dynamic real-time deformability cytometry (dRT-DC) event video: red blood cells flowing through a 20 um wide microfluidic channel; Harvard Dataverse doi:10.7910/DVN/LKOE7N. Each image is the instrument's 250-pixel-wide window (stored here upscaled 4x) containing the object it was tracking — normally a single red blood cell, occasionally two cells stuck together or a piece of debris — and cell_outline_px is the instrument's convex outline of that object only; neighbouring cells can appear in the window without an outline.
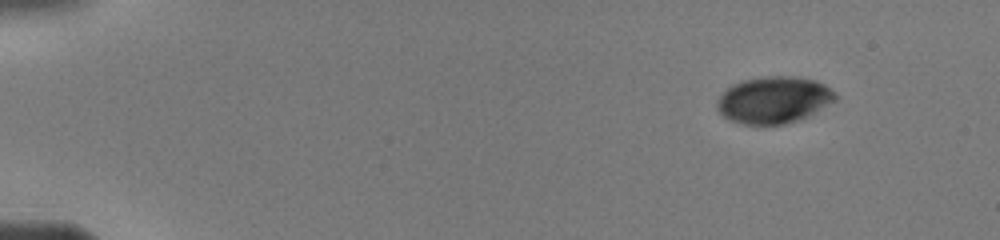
{"species": "human", "species_latin": "Homo sapiens", "temperature_condition": "warm", "stored_images_in_passage": 12, "camera_frame_rate_fps": 3000, "um_per_image_px": 0.085, "donor": {"sex": "male"}, "frame": {"image": 1, "passage_image": 1, "time_ms": 0.0, "image_size_px": [1000, 240], "cell_outline_px": [[836, 100], [808, 116], [784, 124], [740, 124], [728, 120], [716, 108], [716, 100], [732, 84], [744, 80], [764, 76], [792, 76], [816, 80], [824, 84], [836, 92]], "centroid_in_image_um": [65.76, 8.49], "position_along_channel_um": 19.2, "area_um2": 32.25}}
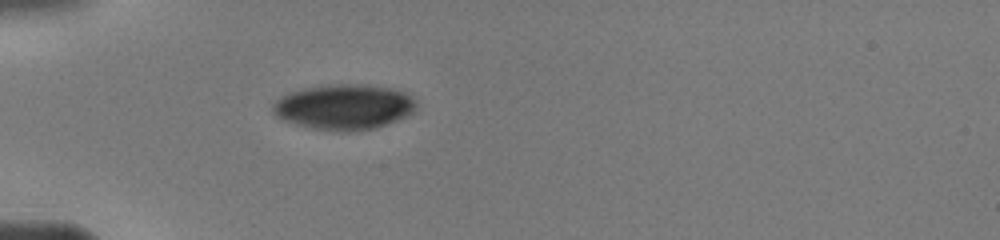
{"frame": {"image": 2, "passage_image": 9, "time_ms": 3.667, "image_size_px": [1000, 240], "cell_outline_px": [[416, 108], [408, 116], [376, 128], [348, 132], [340, 132], [308, 128], [284, 120], [276, 116], [272, 112], [272, 104], [280, 96], [288, 92], [300, 88], [324, 84], [368, 84], [392, 88], [404, 92], [412, 96], [416, 100]], "centroid_in_image_um": [29.22, 9.08], "position_along_channel_um": 55.8, "area_um2": 38.67}}
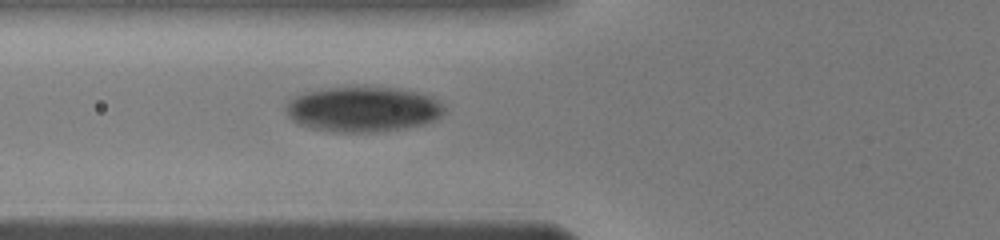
{"frame": {"image": 3, "passage_image": 12, "time_ms": 5.0, "image_size_px": [1000, 240], "cell_outline_px": [[444, 112], [440, 116], [424, 124], [372, 132], [332, 132], [312, 128], [296, 124], [288, 116], [284, 108], [288, 100], [304, 92], [320, 88], [400, 88], [432, 96], [444, 108]], "centroid_in_image_um": [30.77, 9.29], "position_along_channel_um": 95.0, "area_um2": 41.44}}